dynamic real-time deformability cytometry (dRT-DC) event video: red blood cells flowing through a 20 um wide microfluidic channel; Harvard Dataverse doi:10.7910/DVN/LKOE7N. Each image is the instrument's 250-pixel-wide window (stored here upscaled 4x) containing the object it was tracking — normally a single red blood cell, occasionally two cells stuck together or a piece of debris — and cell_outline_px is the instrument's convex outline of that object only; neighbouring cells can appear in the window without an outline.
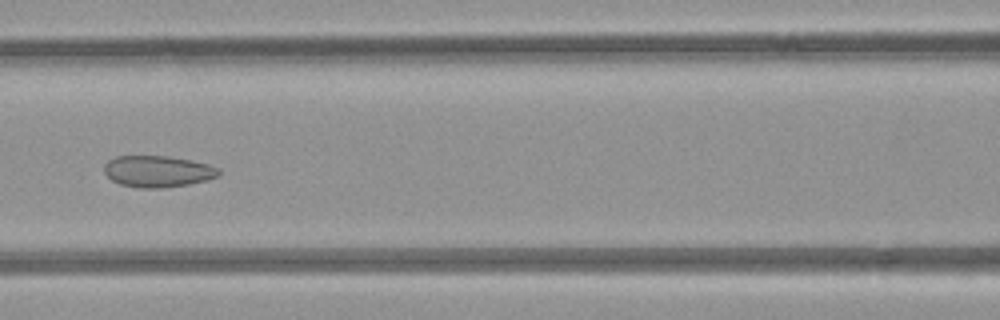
{"species": "common noctule bat (a hibernating species)", "species_latin": "Nyctalus noctula", "temperature_condition": "room temperature", "stored_images_in_passage": 5, "camera_frame_rate_fps": 3000, "um_per_image_px": 0.085, "animal": {"sex": "female", "body_mass_g": 21.9}, "frame": {"image": 1, "passage_image": 5, "time_ms": 5.333, "image_size_px": [1000, 320], "cell_outline_px": [[220, 176], [188, 184], [160, 188], [140, 188], [120, 184], [112, 180], [104, 172], [104, 164], [108, 160], [116, 156], [168, 156], [192, 160], [208, 164], [220, 168]], "centroid_in_image_um": [13.41, 14.56], "position_along_channel_um": 153.2, "area_um2": 21.04}}